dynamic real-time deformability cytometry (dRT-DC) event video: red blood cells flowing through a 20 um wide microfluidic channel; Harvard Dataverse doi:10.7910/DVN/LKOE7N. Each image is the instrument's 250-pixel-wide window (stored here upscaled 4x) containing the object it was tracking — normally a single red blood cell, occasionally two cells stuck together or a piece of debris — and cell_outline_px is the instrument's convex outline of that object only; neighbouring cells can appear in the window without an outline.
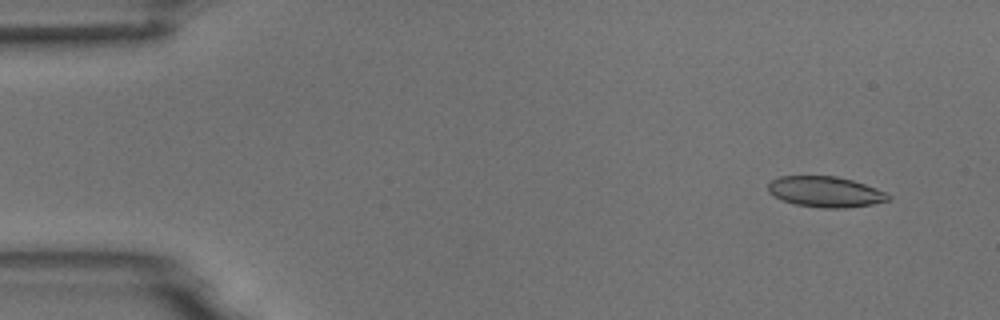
{"species": "common noctule bat (a hibernating species)", "species_latin": "Nyctalus noctula", "temperature_condition": "room temperature", "stored_images_in_passage": 4, "camera_frame_rate_fps": 3000, "um_per_image_px": 0.085, "animal": {"sex": "male", "body_mass_g": 18.8}, "frame": {"image": 1, "passage_image": 1, "time_ms": 0.0, "image_size_px": [1000, 320], "cell_outline_px": [[892, 196], [888, 200], [872, 204], [844, 208], [824, 208], [796, 204], [784, 200], [768, 192], [768, 184], [772, 180], [780, 176], [836, 176], [852, 180], [876, 188]], "centroid_in_image_um": [70.16, 16.29], "position_along_channel_um": 14.8, "area_um2": 21.21}}
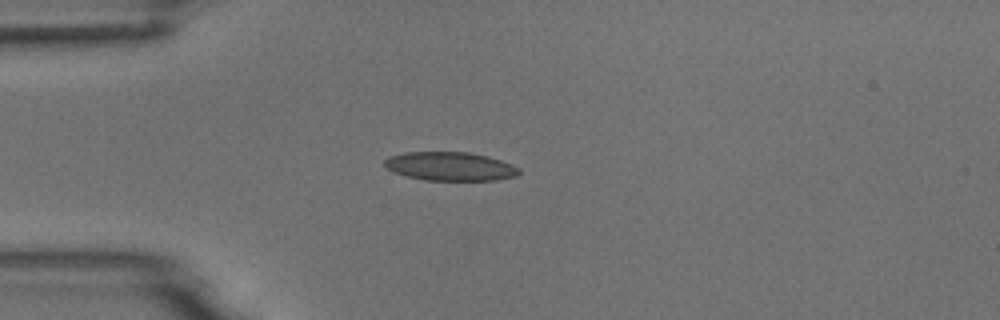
{"frame": {"image": 2, "passage_image": 4, "time_ms": 3.333, "image_size_px": [1000, 320], "cell_outline_px": [[520, 172], [516, 176], [496, 180], [424, 180], [392, 172], [384, 168], [384, 160], [388, 156], [404, 152], [468, 152], [488, 156], [512, 164], [520, 168]], "centroid_in_image_um": [38.23, 14.13], "position_along_channel_um": 46.8, "area_um2": 22.66}}